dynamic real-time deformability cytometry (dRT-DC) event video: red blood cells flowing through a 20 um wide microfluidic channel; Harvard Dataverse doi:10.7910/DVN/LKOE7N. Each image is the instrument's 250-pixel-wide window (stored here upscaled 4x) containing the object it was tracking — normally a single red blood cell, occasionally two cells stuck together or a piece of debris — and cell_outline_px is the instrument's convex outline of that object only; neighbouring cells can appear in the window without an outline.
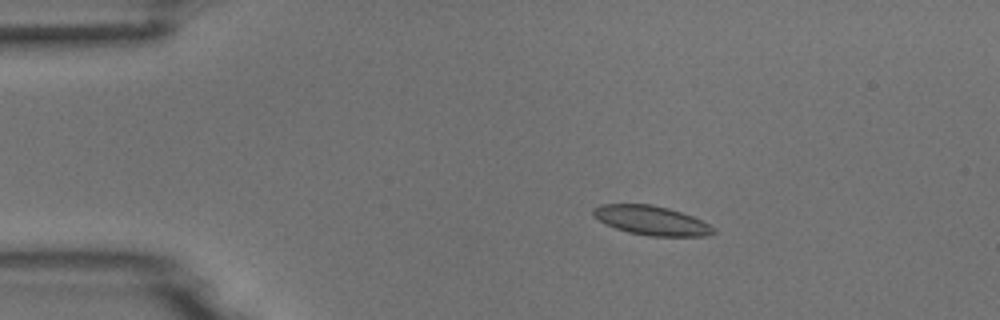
{"species": "common noctule bat (a hibernating species)", "species_latin": "Nyctalus noctula", "temperature_condition": "room temperature", "stored_images_in_passage": 4, "camera_frame_rate_fps": 3000, "um_per_image_px": 0.085, "animal": {"sex": "male", "body_mass_g": 18.8}, "frame": {"image": 1, "passage_image": 3, "time_ms": 2.333, "image_size_px": [1000, 320], "cell_outline_px": [[716, 232], [708, 236], [648, 236], [628, 232], [616, 228], [592, 216], [592, 208], [600, 204], [652, 204], [668, 208], [692, 216], [708, 224]], "centroid_in_image_um": [55.34, 18.73], "position_along_channel_um": 29.7, "area_um2": 20.35}}